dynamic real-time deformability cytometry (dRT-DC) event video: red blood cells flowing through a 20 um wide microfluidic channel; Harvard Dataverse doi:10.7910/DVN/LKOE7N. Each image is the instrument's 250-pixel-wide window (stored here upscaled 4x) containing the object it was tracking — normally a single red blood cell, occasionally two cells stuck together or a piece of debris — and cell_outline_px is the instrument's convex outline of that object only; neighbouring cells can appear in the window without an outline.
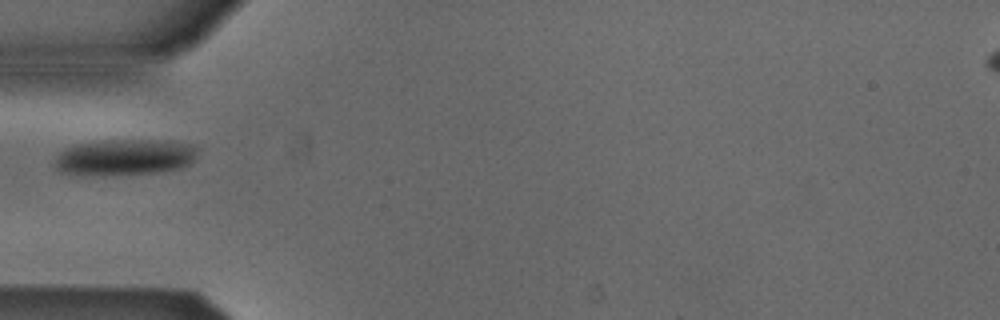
{"species": "Egyptian fruit bat (a non-hibernating species)", "species_latin": "Rousettus aegyptiacus", "temperature_condition": "cold", "stored_images_in_passage": 17, "camera_frame_rate_fps": 3000, "um_per_image_px": 0.085, "animal": {"sex": "male"}, "frame": {"image": 1, "passage_image": 1, "time_ms": 0.0, "image_size_px": [1000, 320], "cell_outline_px": [[200, 148], [196, 160], [192, 164], [184, 168], [164, 172], [104, 176], [80, 176], [60, 172], [52, 164], [52, 160], [64, 148], [72, 144], [104, 140], [172, 140], [196, 144]], "centroid_in_image_um": [10.64, 13.37], "position_along_channel_um": 74.4, "area_um2": 31.85}}
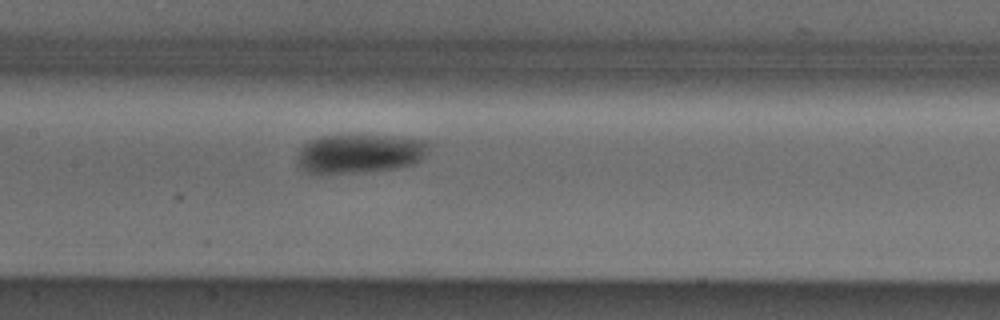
{"frame": {"image": 2, "passage_image": 9, "time_ms": 2.667, "image_size_px": [1000, 320], "cell_outline_px": [[432, 144], [428, 152], [416, 164], [396, 168], [352, 172], [308, 172], [296, 164], [296, 156], [300, 148], [308, 140], [320, 136], [348, 132], [352, 132], [392, 136], [428, 140]], "centroid_in_image_um": [30.6, 12.97], "position_along_channel_um": 176.8, "area_um2": 30.92}}
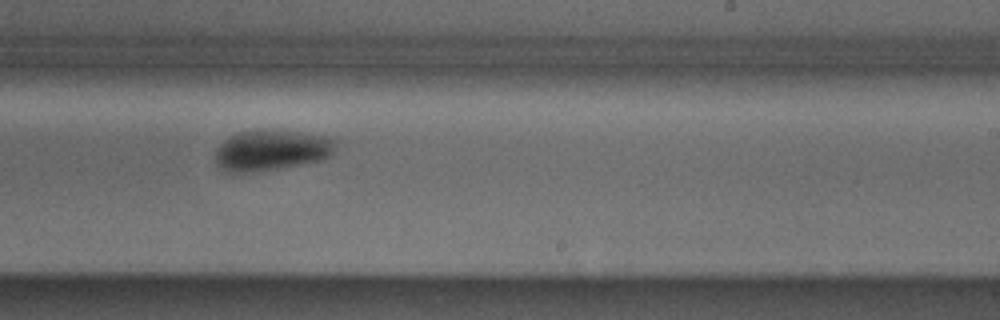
{"frame": {"image": 3, "passage_image": 16, "time_ms": 5.0, "image_size_px": [1000, 320], "cell_outline_px": [[336, 152], [324, 160], [276, 168], [244, 172], [232, 172], [220, 168], [212, 160], [216, 148], [228, 136], [240, 132], [256, 128], [272, 128], [332, 136], [336, 140]], "centroid_in_image_um": [23.09, 12.71], "position_along_channel_um": 265.9, "area_um2": 29.42}}